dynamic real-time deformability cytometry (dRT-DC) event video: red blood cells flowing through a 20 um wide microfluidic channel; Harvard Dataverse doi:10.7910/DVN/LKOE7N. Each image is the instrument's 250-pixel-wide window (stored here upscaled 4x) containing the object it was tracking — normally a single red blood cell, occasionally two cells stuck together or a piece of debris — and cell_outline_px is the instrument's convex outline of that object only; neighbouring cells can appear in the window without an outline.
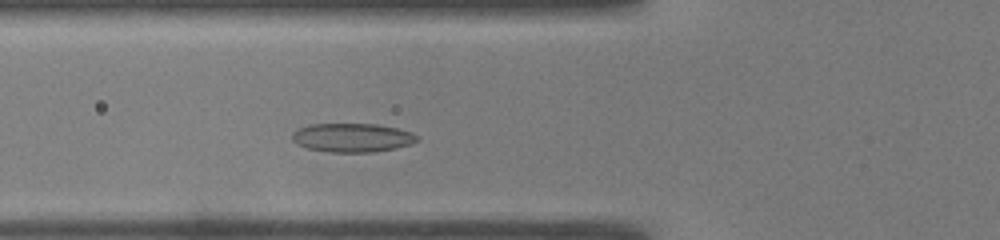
{"species": "common noctule bat (a hibernating species)", "species_latin": "Nyctalus noctula", "temperature_condition": "warm", "stored_images_in_passage": 43, "camera_frame_rate_fps": 3000, "um_per_image_px": 0.085, "animal": {"sex": "male", "body_mass_g": 19.0, "forearm_length_mm": 50.8}, "frame": {"image": 1, "passage_image": 10, "time_ms": 3.0, "image_size_px": [1000, 240], "cell_outline_px": [[420, 140], [412, 144], [396, 148], [372, 152], [328, 152], [308, 148], [296, 144], [292, 140], [292, 132], [300, 128], [312, 124], [376, 124], [396, 128], [412, 132], [420, 136]], "centroid_in_image_um": [29.98, 11.7], "position_along_channel_um": 95.8, "area_um2": 21.1}}
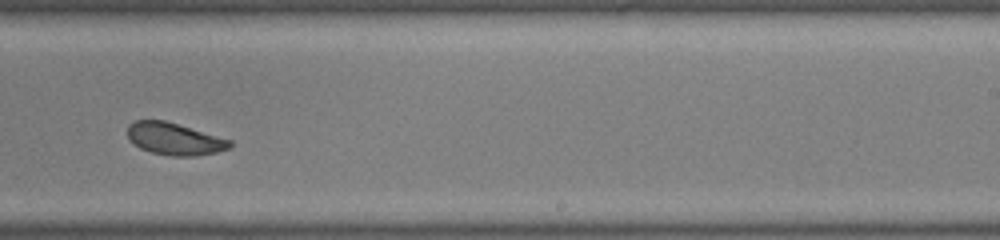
{"frame": {"image": 2, "passage_image": 24, "time_ms": 7.667, "image_size_px": [1000, 240], "cell_outline_px": [[232, 144], [228, 148], [216, 152], [196, 156], [172, 156], [152, 152], [140, 148], [128, 136], [128, 124], [136, 120], [164, 120], [232, 140]], "centroid_in_image_um": [14.84, 11.8], "position_along_channel_um": 274.2, "area_um2": 18.9}}
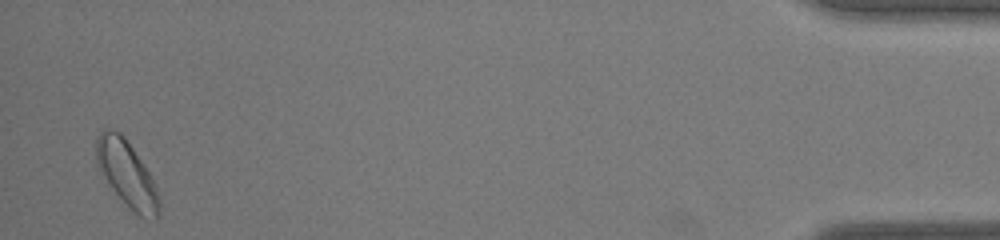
{"frame": {"image": 3, "passage_image": 42, "time_ms": 13.667, "image_size_px": [1000, 240], "cell_outline_px": [[160, 216], [156, 220], [140, 216], [112, 188], [100, 172], [96, 160], [96, 136], [104, 128], [120, 132], [124, 136], [144, 164], [156, 188], [160, 200]], "centroid_in_image_um": [10.78, 14.75], "position_along_channel_um": 424.4, "area_um2": 23.7}, "authors_computed_cell_mechanics": {"area_um2": 20.23, "velocity_mm_per_s": 3.8334, "shape_relaxation_time_tau1_ms": 3.5566, "shape_relaxation_time_tau2_ms": 2.675, "deformation_change_tau1": 0.1029, "deformation_change_tau2": 0.0667}}